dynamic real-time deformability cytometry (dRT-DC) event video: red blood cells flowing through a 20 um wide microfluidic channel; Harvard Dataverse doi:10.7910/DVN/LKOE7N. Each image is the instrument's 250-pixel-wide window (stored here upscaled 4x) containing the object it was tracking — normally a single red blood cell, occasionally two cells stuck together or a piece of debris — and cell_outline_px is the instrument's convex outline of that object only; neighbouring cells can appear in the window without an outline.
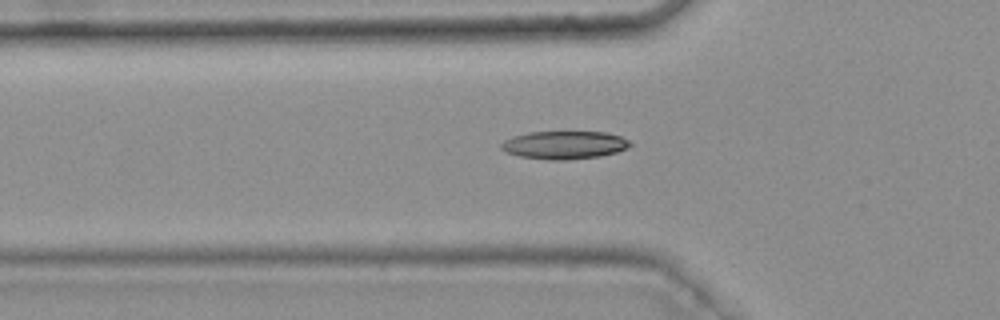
{"species": "common noctule bat (a hibernating species)", "species_latin": "Nyctalus noctula", "temperature_condition": "warm", "stored_images_in_passage": 35, "camera_frame_rate_fps": 3000, "um_per_image_px": 0.085, "animal": {"sex": "female", "body_mass_g": 25.1}, "frame": {"image": 1, "passage_image": 5, "time_ms": 1.333, "image_size_px": [1000, 320], "cell_outline_px": [[632, 144], [628, 148], [616, 152], [600, 156], [568, 160], [548, 160], [520, 156], [504, 152], [500, 148], [500, 144], [504, 140], [512, 136], [528, 132], [604, 132], [620, 136], [628, 140]], "centroid_in_image_um": [47.93, 12.33], "position_along_channel_um": 77.9, "area_um2": 21.15}}
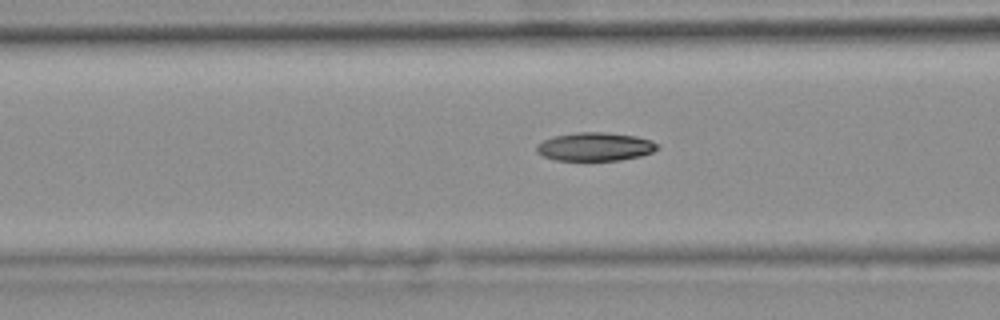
{"frame": {"image": 2, "passage_image": 8, "time_ms": 2.333, "image_size_px": [1000, 320], "cell_outline_px": [[660, 148], [652, 152], [640, 156], [620, 160], [556, 160], [544, 156], [536, 152], [536, 144], [552, 136], [576, 132], [604, 132], [636, 136], [652, 140], [660, 144]], "centroid_in_image_um": [50.6, 12.46], "position_along_channel_um": 116.0, "area_um2": 20.17}}
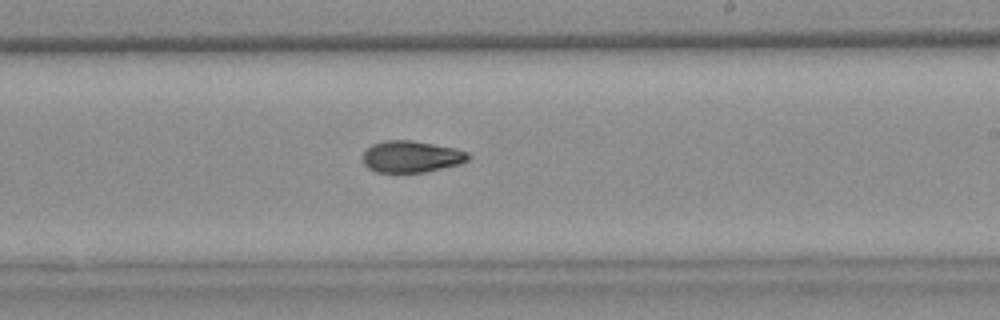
{"frame": {"image": 3, "passage_image": 19, "time_ms": 6.0, "image_size_px": [1000, 320], "cell_outline_px": [[472, 156], [468, 160], [460, 164], [424, 172], [376, 172], [368, 168], [364, 164], [364, 152], [372, 144], [384, 140], [412, 140], [456, 148], [468, 152]], "centroid_in_image_um": [34.99, 13.3], "position_along_channel_um": 254.0, "area_um2": 19.48}, "authors_computed_cell_mechanics": {"area_um2": 19.8832, "velocity_mm_per_s": 3.7758, "shape_relaxation_time_tau1_ms": 9.1027, "shape_relaxation_time_tau2_ms": 3.1163, "deformation_change_tau1": 0.217, "deformation_change_tau2": 0.0795}}